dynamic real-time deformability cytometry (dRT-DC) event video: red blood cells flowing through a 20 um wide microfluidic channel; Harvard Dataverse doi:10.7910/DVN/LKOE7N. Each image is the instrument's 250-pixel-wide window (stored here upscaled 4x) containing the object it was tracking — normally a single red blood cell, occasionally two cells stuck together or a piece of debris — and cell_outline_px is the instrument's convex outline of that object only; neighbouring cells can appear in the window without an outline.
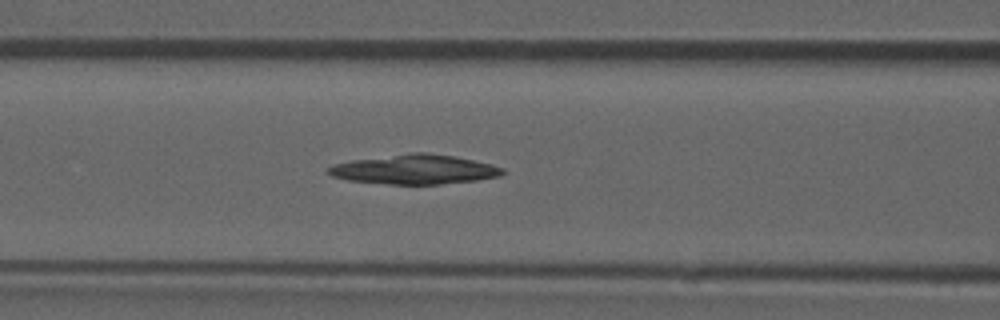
{"species": "common noctule bat (a hibernating species)", "species_latin": "Nyctalus noctula", "temperature_condition": "room temperature", "stored_images_in_passage": 47, "camera_frame_rate_fps": 3000, "um_per_image_px": 0.085, "animal": {"sex": "male", "forearm_length_mm": 52.5}, "frame": {"image": 1, "passage_image": 21, "time_ms": 6.667, "image_size_px": [1000, 320], "cell_outline_px": [[504, 172], [500, 176], [476, 180], [440, 184], [388, 184], [348, 180], [332, 176], [328, 172], [328, 168], [336, 164], [352, 160], [412, 152], [428, 152], [452, 156], [492, 164], [504, 168]], "centroid_in_image_um": [35.26, 14.4], "position_along_channel_um": 131.3, "area_um2": 29.71}}
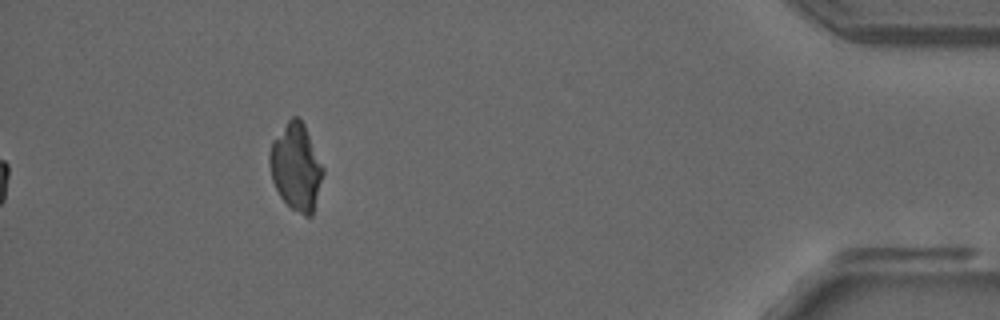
{"frame": {"image": 2, "passage_image": 47, "time_ms": 15.333, "image_size_px": [1000, 320], "cell_outline_px": [[324, 172], [312, 216], [304, 216], [292, 208], [280, 196], [272, 180], [268, 164], [268, 152], [272, 140], [288, 120], [292, 116], [296, 116], [304, 124], [324, 168]], "centroid_in_image_um": [25.15, 14.18], "position_along_channel_um": 410.1, "area_um2": 26.99}}